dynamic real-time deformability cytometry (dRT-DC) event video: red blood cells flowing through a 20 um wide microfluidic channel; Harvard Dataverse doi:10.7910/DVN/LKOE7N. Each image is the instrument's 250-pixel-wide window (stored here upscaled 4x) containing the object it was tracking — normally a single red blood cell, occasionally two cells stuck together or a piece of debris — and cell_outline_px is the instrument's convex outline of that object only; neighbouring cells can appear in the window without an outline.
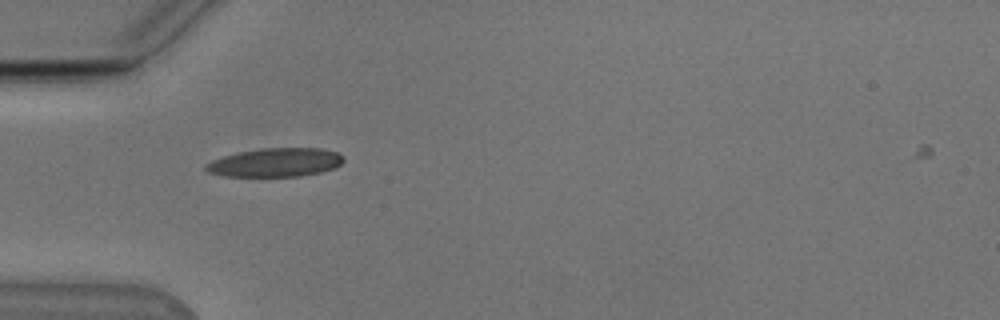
{"species": "Egyptian fruit bat (a non-hibernating species)", "species_latin": "Rousettus aegyptiacus", "temperature_condition": "cold", "stored_images_in_passage": 35, "camera_frame_rate_fps": 3000, "um_per_image_px": 0.085, "animal": {"sex": "male"}, "frame": {"image": 1, "passage_image": 2, "time_ms": 0.333, "image_size_px": [1000, 320], "cell_outline_px": [[344, 160], [336, 168], [320, 172], [300, 176], [224, 176], [208, 172], [204, 168], [204, 164], [212, 160], [224, 156], [240, 152], [260, 148], [320, 148], [336, 152], [344, 156]], "centroid_in_image_um": [23.42, 13.81], "position_along_channel_um": 61.6, "area_um2": 23.0}}